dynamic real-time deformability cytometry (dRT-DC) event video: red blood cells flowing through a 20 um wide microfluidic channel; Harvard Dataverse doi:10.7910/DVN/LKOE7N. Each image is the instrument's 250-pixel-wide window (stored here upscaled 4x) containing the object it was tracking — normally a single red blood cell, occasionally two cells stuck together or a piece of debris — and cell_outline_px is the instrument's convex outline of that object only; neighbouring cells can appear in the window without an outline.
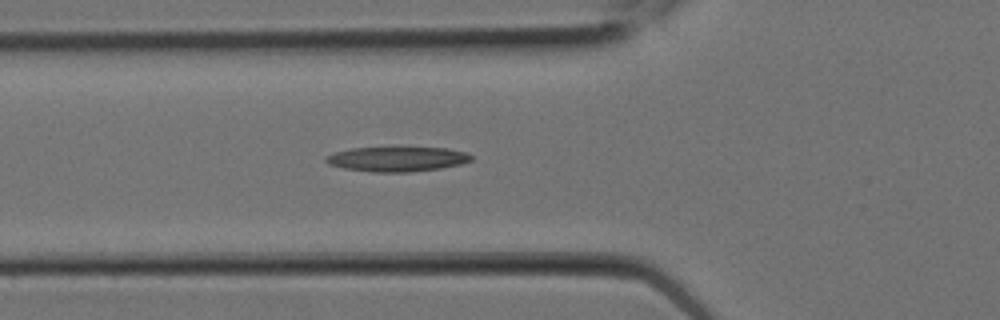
{"species": "Egyptian fruit bat (a non-hibernating species)", "species_latin": "Rousettus aegyptiacus", "temperature_condition": "room temperature", "stored_images_in_passage": 7, "camera_frame_rate_fps": 3000, "um_per_image_px": 0.085, "animal": {"sex": "female"}, "frame": {"image": 1, "passage_image": 7, "time_ms": 2.0, "image_size_px": [1000, 320], "cell_outline_px": [[472, 160], [460, 164], [440, 168], [408, 172], [372, 172], [344, 168], [328, 164], [324, 160], [324, 156], [336, 152], [352, 148], [392, 144], [448, 148], [464, 152], [472, 156]], "centroid_in_image_um": [33.72, 13.46], "position_along_channel_um": 92.1, "area_um2": 22.14}}